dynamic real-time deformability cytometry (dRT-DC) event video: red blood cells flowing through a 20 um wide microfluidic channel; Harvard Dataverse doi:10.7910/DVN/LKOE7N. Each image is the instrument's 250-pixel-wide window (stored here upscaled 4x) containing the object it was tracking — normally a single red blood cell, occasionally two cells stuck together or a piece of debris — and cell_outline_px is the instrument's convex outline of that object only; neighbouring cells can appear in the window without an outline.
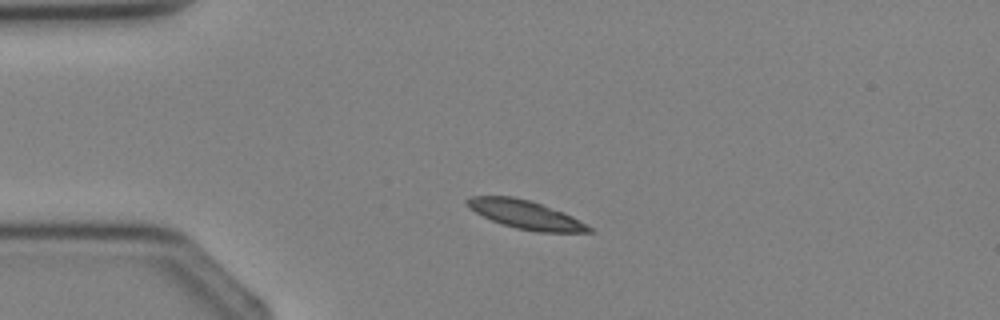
{"species": "Egyptian fruit bat (a non-hibernating species)", "species_latin": "Rousettus aegyptiacus", "temperature_condition": "cold", "stored_images_in_passage": 1, "camera_frame_rate_fps": 3000, "um_per_image_px": 0.085, "animal": {"sex": "female"}, "frame": {"image": 1, "passage_image": 1, "time_ms": 0.0, "image_size_px": [1000, 320], "cell_outline_px": [[596, 232], [536, 232], [516, 228], [492, 220], [468, 208], [464, 200], [472, 196], [512, 196], [532, 200], [564, 212], [572, 216], [592, 228]], "centroid_in_image_um": [44.68, 18.23], "position_along_channel_um": 40.3, "area_um2": 20.23}}